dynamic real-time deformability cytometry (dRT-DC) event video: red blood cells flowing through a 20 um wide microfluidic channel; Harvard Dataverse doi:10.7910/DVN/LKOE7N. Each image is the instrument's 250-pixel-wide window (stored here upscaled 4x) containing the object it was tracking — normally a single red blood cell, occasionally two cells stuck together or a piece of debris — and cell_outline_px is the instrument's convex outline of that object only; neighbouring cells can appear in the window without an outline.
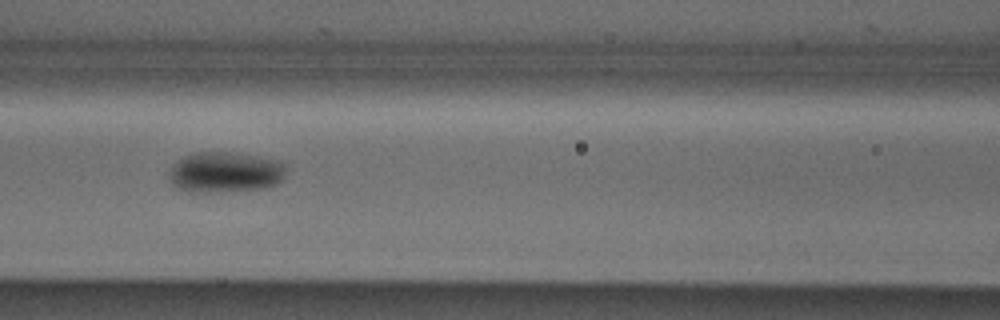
{"species": "Egyptian fruit bat (a non-hibernating species)", "species_latin": "Rousettus aegyptiacus", "temperature_condition": "cold", "stored_images_in_passage": 7, "camera_frame_rate_fps": 3000, "um_per_image_px": 0.085, "animal": {"sex": "male"}, "frame": {"image": 1, "passage_image": 5, "time_ms": 1.333, "image_size_px": [1000, 320], "cell_outline_px": [[284, 176], [276, 184], [264, 188], [216, 192], [188, 192], [176, 188], [172, 184], [168, 176], [176, 160], [184, 156], [196, 152], [236, 152], [276, 160], [284, 164]], "centroid_in_image_um": [19.09, 14.64], "position_along_channel_um": 147.5, "area_um2": 27.74}}
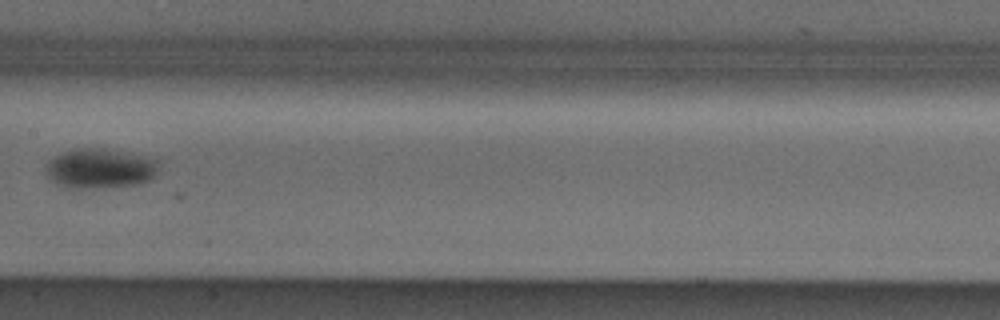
{"frame": {"image": 2, "passage_image": 6, "time_ms": 1.667, "image_size_px": [1000, 320], "cell_outline_px": [[160, 164], [156, 176], [140, 184], [88, 188], [68, 188], [52, 180], [48, 176], [44, 168], [48, 160], [64, 152], [76, 148], [104, 148], [156, 156]], "centroid_in_image_um": [8.59, 14.29], "position_along_channel_um": 198.8, "area_um2": 26.7}}
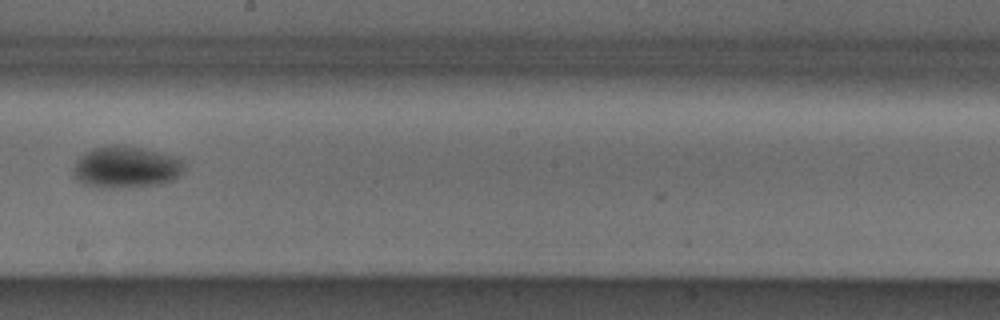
{"frame": {"image": 3, "passage_image": 7, "time_ms": 2.0, "image_size_px": [1000, 320], "cell_outline_px": [[184, 168], [180, 176], [172, 180], [156, 184], [128, 188], [104, 188], [84, 184], [76, 180], [72, 176], [72, 168], [76, 160], [84, 152], [92, 148], [108, 144], [124, 144], [176, 156], [184, 160]], "centroid_in_image_um": [10.67, 14.19], "position_along_channel_um": 237.5, "area_um2": 27.63}}